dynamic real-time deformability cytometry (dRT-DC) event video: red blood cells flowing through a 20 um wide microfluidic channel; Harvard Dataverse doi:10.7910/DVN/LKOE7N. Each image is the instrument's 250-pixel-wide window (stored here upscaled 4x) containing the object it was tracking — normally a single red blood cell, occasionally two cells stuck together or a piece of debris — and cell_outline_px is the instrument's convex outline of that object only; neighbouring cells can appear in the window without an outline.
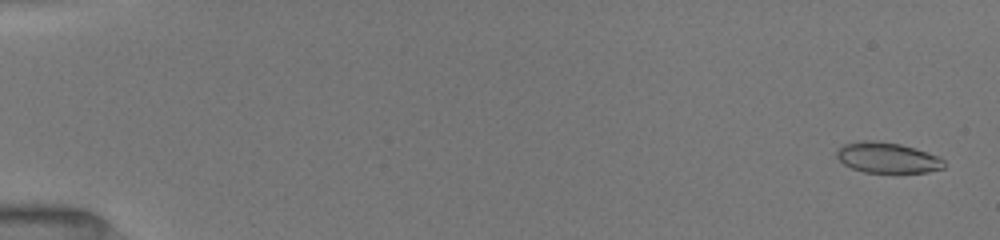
{"species": "common noctule bat (a hibernating species)", "species_latin": "Nyctalus noctula", "temperature_condition": "room temperature", "stored_images_in_passage": 53, "camera_frame_rate_fps": 3000, "um_per_image_px": 0.085, "animal": {"sex": "female", "body_mass_g": 19.5, "forearm_length_mm": 54.1}, "frame": {"image": 1, "passage_image": 2, "time_ms": 0.333, "image_size_px": [1000, 240], "cell_outline_px": [[944, 168], [928, 172], [864, 172], [852, 168], [844, 164], [836, 156], [836, 152], [844, 144], [864, 140], [872, 140], [900, 144], [940, 156], [944, 160]], "centroid_in_image_um": [75.44, 13.4], "position_along_channel_um": 9.6, "area_um2": 18.96}}
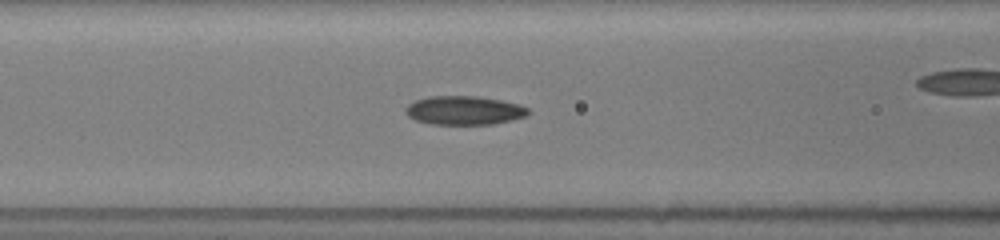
{"frame": {"image": 2, "passage_image": 23, "time_ms": 7.333, "image_size_px": [1000, 240], "cell_outline_px": [[528, 112], [524, 116], [512, 120], [492, 124], [428, 124], [416, 120], [408, 116], [404, 112], [404, 108], [408, 104], [416, 100], [428, 96], [480, 96], [500, 100], [516, 104], [528, 108]], "centroid_in_image_um": [39.39, 9.38], "position_along_channel_um": 127.2, "area_um2": 20.52}}
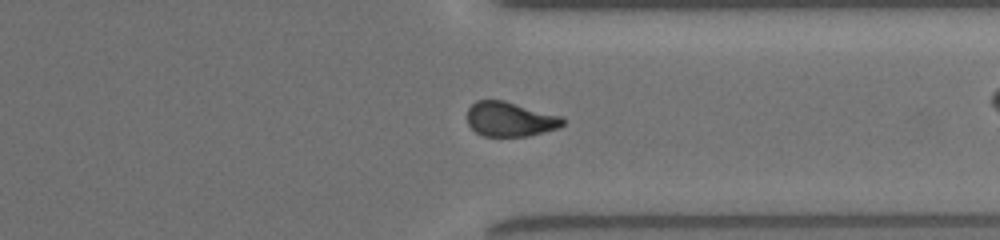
{"frame": {"image": 3, "passage_image": 41, "time_ms": 13.333, "image_size_px": [1000, 240], "cell_outline_px": [[564, 124], [560, 128], [528, 136], [484, 136], [476, 132], [468, 124], [468, 108], [476, 100], [504, 100], [564, 116]], "centroid_in_image_um": [43.4, 10.12], "position_along_channel_um": 368.0, "area_um2": 19.48}, "authors_computed_cell_mechanics": {"area_um2": 19.9988, "velocity_mm_per_s": 4.0192, "shape_relaxation_time_tau1_ms": 6.5773, "shape_relaxation_time_tau2_ms": 1.9947, "deformation_change_tau1": 0.1775, "deformation_change_tau2": 0.0806}}